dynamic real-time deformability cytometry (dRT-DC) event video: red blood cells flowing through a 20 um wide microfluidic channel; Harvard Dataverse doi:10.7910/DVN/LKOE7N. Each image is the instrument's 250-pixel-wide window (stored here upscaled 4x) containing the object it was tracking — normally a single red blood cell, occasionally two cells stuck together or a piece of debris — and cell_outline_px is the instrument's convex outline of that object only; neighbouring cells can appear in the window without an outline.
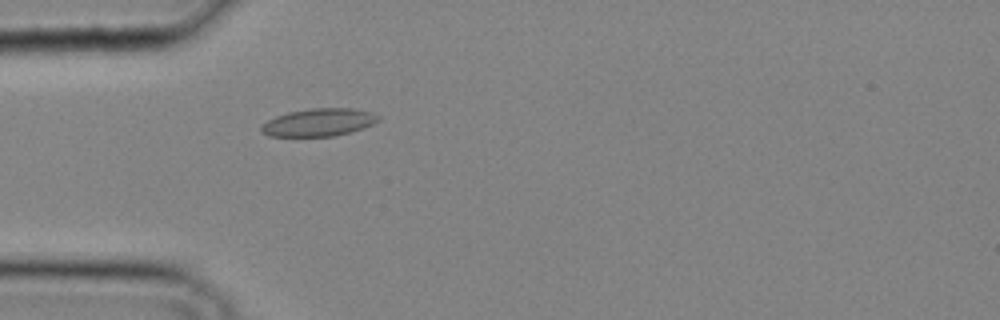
{"species": "common noctule bat (a hibernating species)", "species_latin": "Nyctalus noctula", "temperature_condition": "cold", "stored_images_in_passage": 32, "camera_frame_rate_fps": 3000, "um_per_image_px": 0.085, "animal": {"sex": "male", "body_mass_g": 20.4}, "frame": {"image": 1, "passage_image": 11, "time_ms": 3.333, "image_size_px": [1000, 320], "cell_outline_px": [[380, 120], [364, 128], [352, 132], [332, 136], [268, 136], [260, 128], [268, 120], [276, 116], [288, 112], [312, 108], [356, 108], [372, 112], [380, 116]], "centroid_in_image_um": [27.16, 10.39], "position_along_channel_um": 57.8, "area_um2": 18.9}}
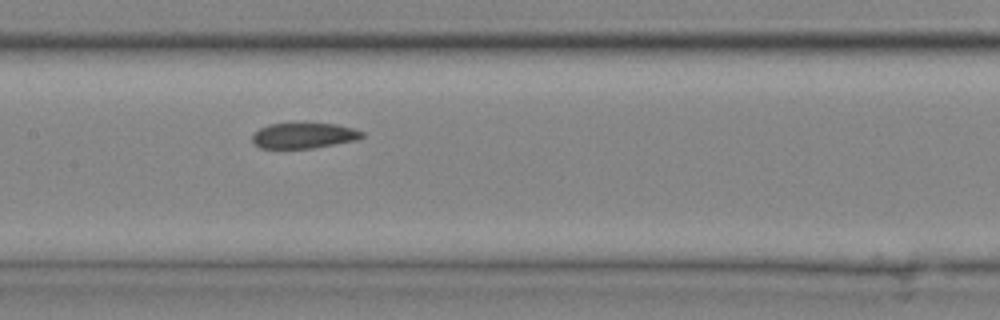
{"frame": {"image": 2, "passage_image": 18, "time_ms": 5.667, "image_size_px": [1000, 320], "cell_outline_px": [[364, 136], [356, 140], [312, 148], [260, 148], [252, 140], [252, 136], [260, 128], [268, 124], [336, 124], [352, 128], [364, 132]], "centroid_in_image_um": [25.83, 11.53], "position_along_channel_um": 181.6, "area_um2": 16.01}}
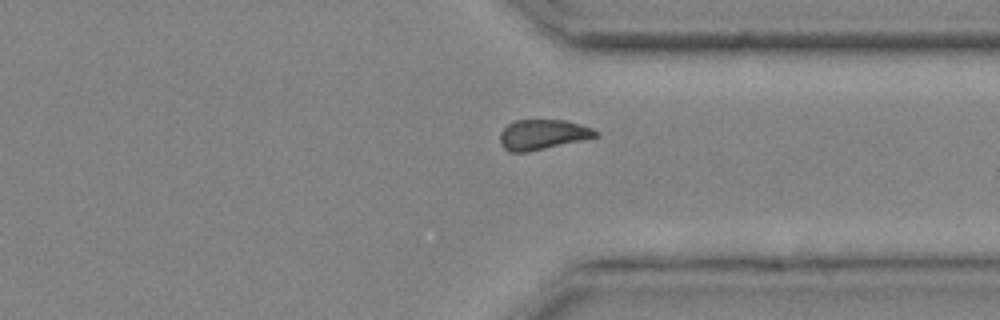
{"frame": {"image": 3, "passage_image": 28, "time_ms": 9.0, "image_size_px": [1000, 320], "cell_outline_px": [[600, 136], [528, 152], [508, 152], [500, 144], [500, 132], [508, 124], [516, 120], [564, 120], [580, 124], [592, 128], [600, 132]], "centroid_in_image_um": [46.13, 11.44], "position_along_channel_um": 365.3, "area_um2": 16.82}}